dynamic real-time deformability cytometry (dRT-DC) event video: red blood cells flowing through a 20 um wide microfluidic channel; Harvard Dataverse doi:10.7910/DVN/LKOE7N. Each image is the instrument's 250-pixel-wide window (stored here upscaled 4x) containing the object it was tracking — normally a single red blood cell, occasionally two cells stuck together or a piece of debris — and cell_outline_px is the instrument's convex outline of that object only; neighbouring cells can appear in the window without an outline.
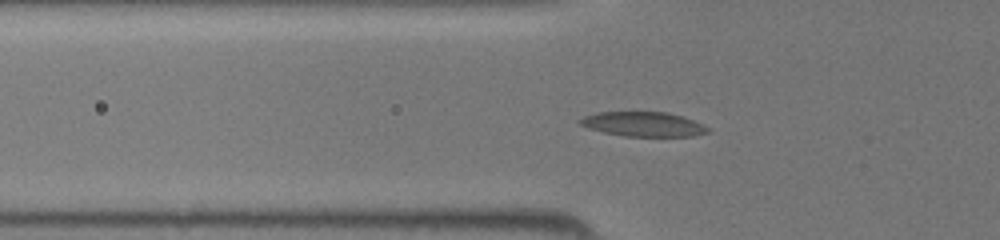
{"species": "common noctule bat (a hibernating species)", "species_latin": "Nyctalus noctula", "temperature_condition": "room temperature", "stored_images_in_passage": 43, "camera_frame_rate_fps": 3000, "um_per_image_px": 0.085, "animal": {"sex": "female", "body_mass_g": 19.5, "forearm_length_mm": 54.1}, "frame": {"image": 1, "passage_image": 15, "time_ms": 4.667, "image_size_px": [1000, 240], "cell_outline_px": [[708, 132], [692, 136], [624, 136], [604, 132], [588, 128], [580, 124], [576, 120], [584, 116], [600, 112], [668, 112], [692, 120], [708, 128]], "centroid_in_image_um": [54.62, 10.55], "position_along_channel_um": 71.2, "area_um2": 18.03}}
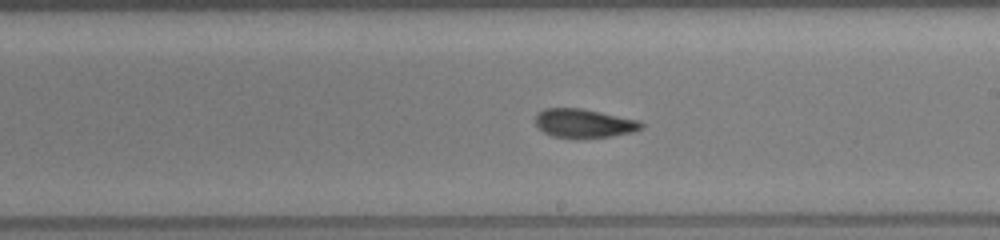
{"frame": {"image": 2, "passage_image": 26, "time_ms": 8.333, "image_size_px": [1000, 240], "cell_outline_px": [[644, 128], [632, 132], [612, 136], [552, 136], [544, 132], [536, 124], [536, 116], [544, 108], [580, 108], [640, 120], [644, 124]], "centroid_in_image_um": [49.68, 10.45], "position_along_channel_um": 239.3, "area_um2": 17.22}}
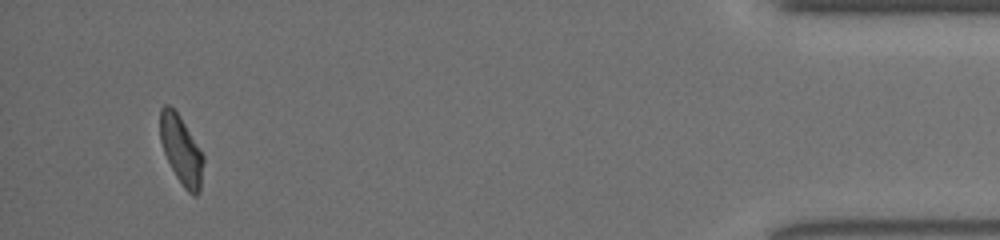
{"frame": {"image": 3, "passage_image": 42, "time_ms": 13.667, "image_size_px": [1000, 240], "cell_outline_px": [[204, 160], [200, 192], [196, 196], [192, 196], [184, 188], [176, 176], [164, 152], [160, 140], [160, 108], [164, 104], [168, 104], [180, 116], [204, 156]], "centroid_in_image_um": [15.41, 12.77], "position_along_channel_um": 419.8, "area_um2": 17.22}}